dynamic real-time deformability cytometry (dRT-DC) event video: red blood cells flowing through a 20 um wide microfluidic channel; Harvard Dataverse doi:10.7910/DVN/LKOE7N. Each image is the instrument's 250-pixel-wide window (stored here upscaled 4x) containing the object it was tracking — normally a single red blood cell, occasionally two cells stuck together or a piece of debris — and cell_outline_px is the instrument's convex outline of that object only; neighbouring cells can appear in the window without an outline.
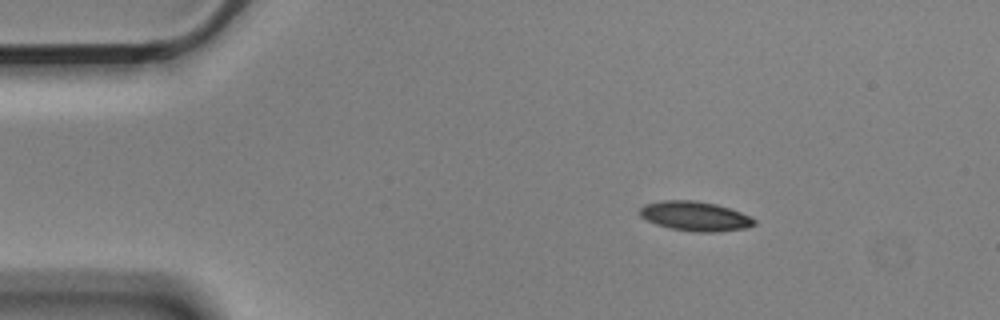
{"species": "Egyptian fruit bat (a non-hibernating species)", "species_latin": "Rousettus aegyptiacus", "temperature_condition": "cold", "stored_images_in_passage": 49, "camera_frame_rate_fps": 3000, "um_per_image_px": 0.085, "animal": {"sex": "male"}, "frame": {"image": 1, "passage_image": 1, "time_ms": 0.0, "image_size_px": [1000, 320], "cell_outline_px": [[756, 224], [748, 228], [720, 232], [692, 232], [668, 228], [656, 224], [640, 216], [640, 208], [644, 204], [660, 200], [696, 200], [716, 204], [752, 216], [756, 220]], "centroid_in_image_um": [59.11, 18.38], "position_along_channel_um": 25.9, "area_um2": 20.0}}
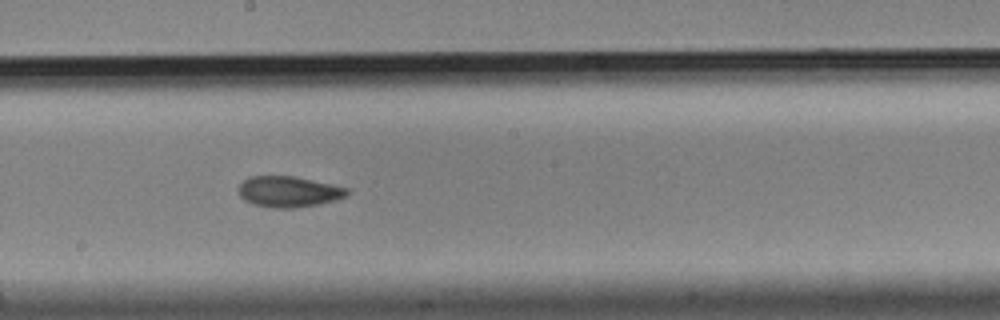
{"frame": {"image": 2, "passage_image": 23, "time_ms": 7.333, "image_size_px": [1000, 320], "cell_outline_px": [[348, 192], [344, 196], [336, 200], [320, 204], [292, 208], [272, 208], [252, 204], [244, 200], [240, 196], [240, 184], [248, 176], [292, 176], [348, 188]], "centroid_in_image_um": [24.5, 16.3], "position_along_channel_um": 223.7, "area_um2": 19.31}}
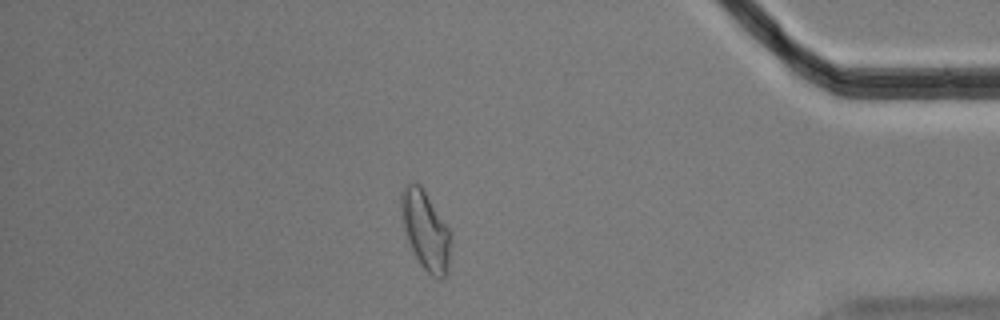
{"frame": {"image": 3, "passage_image": 41, "time_ms": 13.333, "image_size_px": [1000, 320], "cell_outline_px": [[452, 236], [448, 272], [440, 280], [436, 280], [420, 264], [408, 240], [404, 224], [400, 204], [400, 192], [408, 184], [420, 184], [452, 232]], "centroid_in_image_um": [36.22, 19.61], "position_along_channel_um": 399.0, "area_um2": 22.66}, "authors_computed_cell_mechanics": {"area_um2": 19.9988, "velocity_mm_per_s": 3.5283, "shape_relaxation_time_tau1_ms": 5.1614, "shape_relaxation_time_tau2_ms": 3.3582, "deformation_change_tau1": 0.1305, "deformation_change_tau2": 0.0806}}